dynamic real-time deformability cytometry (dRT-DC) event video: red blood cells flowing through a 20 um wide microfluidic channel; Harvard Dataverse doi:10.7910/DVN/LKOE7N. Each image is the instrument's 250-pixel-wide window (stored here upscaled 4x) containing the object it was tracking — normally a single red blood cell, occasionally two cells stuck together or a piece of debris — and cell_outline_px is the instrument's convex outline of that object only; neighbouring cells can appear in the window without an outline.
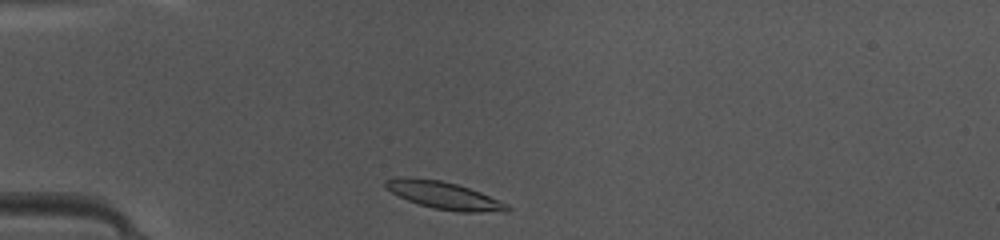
{"species": "common noctule bat (a hibernating species)", "species_latin": "Nyctalus noctula", "temperature_condition": "warm", "stored_images_in_passage": 36, "camera_frame_rate_fps": 3000, "um_per_image_px": 0.085, "animal": {"sex": "female", "body_mass_g": 10.0, "forearm_length_mm": 53.1}, "frame": {"image": 1, "passage_image": 1, "time_ms": 0.0, "image_size_px": [1000, 240], "cell_outline_px": [[512, 208], [508, 212], [456, 212], [432, 208], [408, 200], [392, 192], [384, 184], [384, 180], [404, 176], [440, 180], [456, 184], [480, 192], [500, 200], [508, 204]], "centroid_in_image_um": [37.79, 16.62], "position_along_channel_um": 47.2, "area_um2": 19.42}}
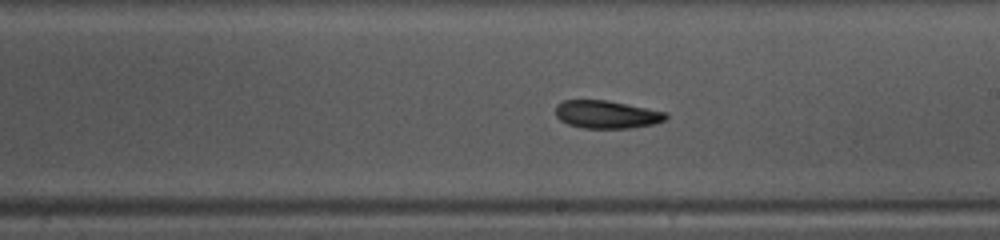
{"frame": {"image": 2, "passage_image": 16, "time_ms": 5.0, "image_size_px": [1000, 240], "cell_outline_px": [[668, 116], [664, 120], [652, 124], [632, 128], [584, 128], [568, 124], [560, 120], [556, 116], [556, 104], [564, 100], [608, 100], [668, 112]], "centroid_in_image_um": [51.57, 9.72], "position_along_channel_um": 237.4, "area_um2": 17.98}}
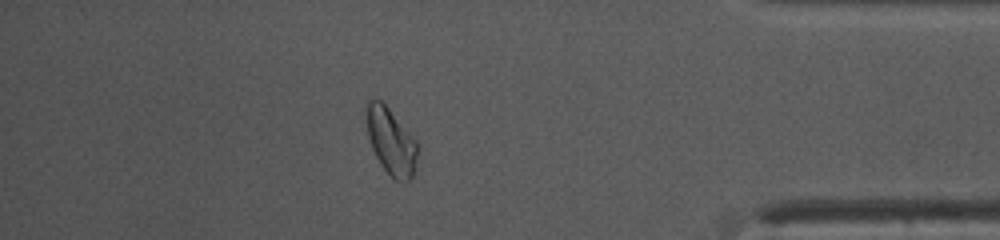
{"frame": {"image": 3, "passage_image": 30, "time_ms": 9.667, "image_size_px": [1000, 240], "cell_outline_px": [[416, 168], [412, 176], [404, 184], [396, 180], [380, 164], [372, 148], [368, 136], [364, 116], [364, 104], [372, 96], [380, 100], [388, 108], [416, 140]], "centroid_in_image_um": [33.17, 11.96], "position_along_channel_um": 402.0, "area_um2": 20.0}, "authors_computed_cell_mechanics": {"area_um2": 18.6116, "velocity_mm_per_s": 4.1753, "shape_relaxation_time_tau1_ms": 4.531, "shape_relaxation_time_tau2_ms": null, "deformation_change_tau1": 0.1469, "deformation_change_tau2": null}}